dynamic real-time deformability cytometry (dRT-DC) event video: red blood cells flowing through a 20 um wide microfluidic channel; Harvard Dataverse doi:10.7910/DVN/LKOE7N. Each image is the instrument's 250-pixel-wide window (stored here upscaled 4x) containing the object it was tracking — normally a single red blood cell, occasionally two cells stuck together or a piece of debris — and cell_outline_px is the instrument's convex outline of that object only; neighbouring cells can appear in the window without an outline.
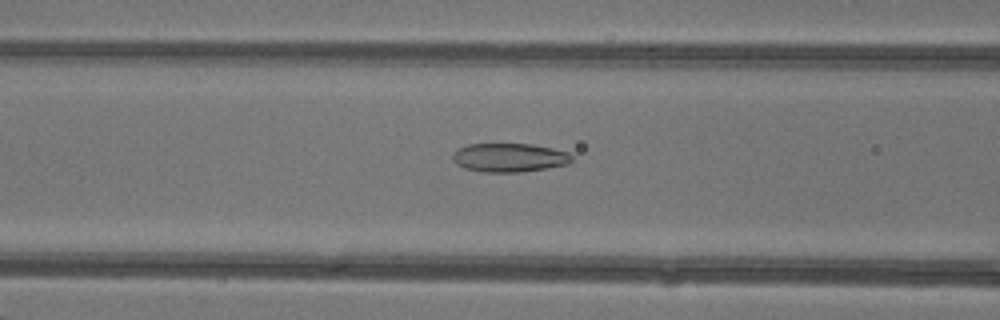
{"species": "common noctule bat (a hibernating species)", "species_latin": "Nyctalus noctula", "temperature_condition": "warm", "stored_images_in_passage": 32, "camera_frame_rate_fps": 3000, "um_per_image_px": 0.085, "animal": {"sex": "female"}, "frame": {"image": 1, "passage_image": 4, "time_ms": 1.0, "image_size_px": [1000, 320], "cell_outline_px": [[572, 160], [568, 164], [548, 168], [520, 172], [484, 172], [464, 168], [456, 164], [452, 160], [452, 152], [456, 148], [468, 144], [532, 144], [552, 148], [568, 152], [572, 156]], "centroid_in_image_um": [43.26, 13.39], "position_along_channel_um": 123.3, "area_um2": 20.17}}
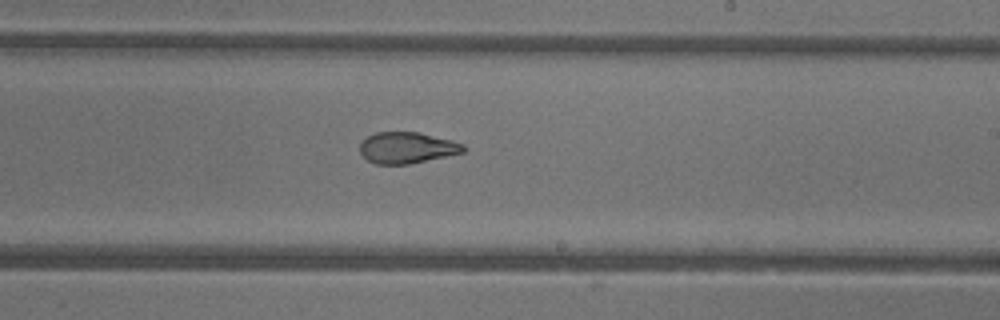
{"frame": {"image": 2, "passage_image": 13, "time_ms": 4.0, "image_size_px": [1000, 320], "cell_outline_px": [[464, 152], [408, 164], [376, 164], [368, 160], [360, 152], [360, 144], [368, 136], [376, 132], [420, 132], [452, 140], [464, 144]], "centroid_in_image_um": [34.59, 12.55], "position_along_channel_um": 254.4, "area_um2": 18.67}}
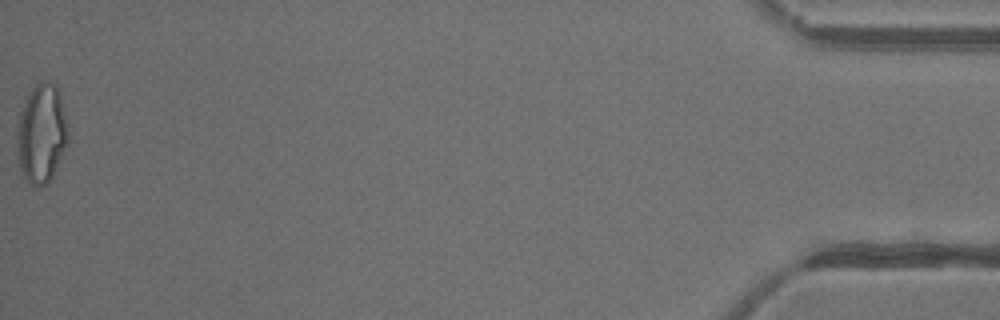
{"frame": {"image": 3, "passage_image": 32, "time_ms": 10.333, "image_size_px": [1000, 320], "cell_outline_px": [[68, 140], [56, 168], [52, 176], [44, 184], [36, 188], [24, 176], [20, 168], [20, 112], [24, 96], [40, 80], [44, 80], [56, 84], [60, 92], [68, 124]], "centroid_in_image_um": [3.58, 11.25], "position_along_channel_um": 431.6, "area_um2": 28.84}}